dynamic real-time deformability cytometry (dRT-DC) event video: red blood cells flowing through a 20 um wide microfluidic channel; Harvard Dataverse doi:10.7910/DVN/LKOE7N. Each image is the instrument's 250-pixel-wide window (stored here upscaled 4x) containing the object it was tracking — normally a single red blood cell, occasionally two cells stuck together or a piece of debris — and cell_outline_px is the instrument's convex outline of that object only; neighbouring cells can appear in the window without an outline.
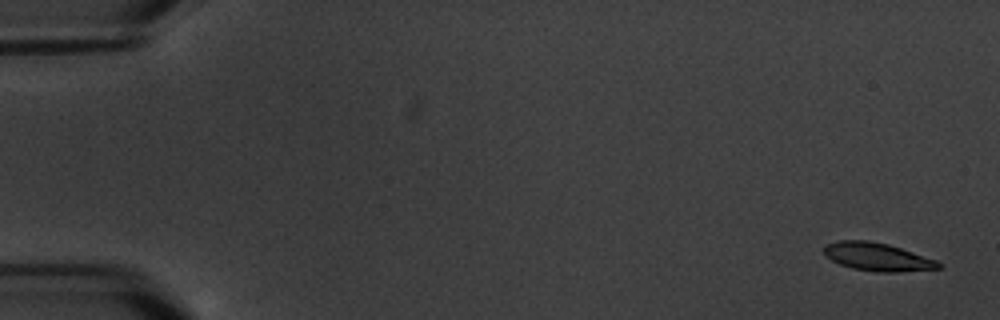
{"species": "common noctule bat (a hibernating species)", "species_latin": "Nyctalus noctula", "temperature_condition": "warm", "stored_images_in_passage": 11, "camera_frame_rate_fps": 3000, "um_per_image_px": 0.085, "animal": {"sex": "male", "body_mass_g": 20.1, "forearm_length_mm": 53.5}, "frame": {"image": 1, "passage_image": 1, "time_ms": 0.0, "image_size_px": [1000, 320], "cell_outline_px": [[944, 264], [940, 268], [900, 272], [876, 272], [852, 268], [840, 264], [824, 256], [824, 244], [840, 240], [868, 240], [888, 244], [936, 260]], "centroid_in_image_um": [74.55, 21.83], "position_along_channel_um": 10.4, "area_um2": 18.79}}
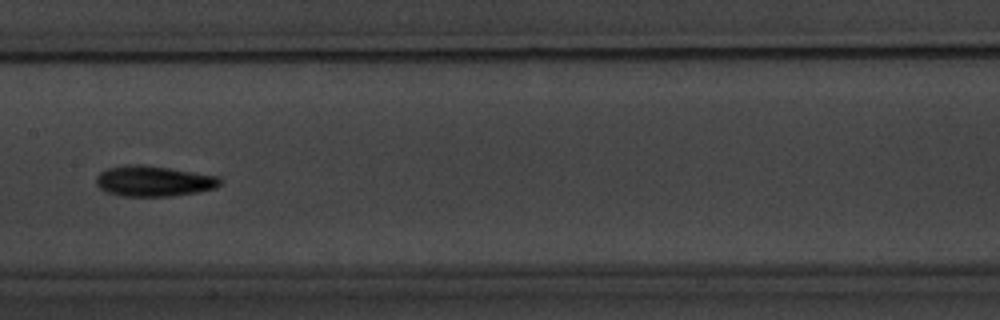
{"frame": {"image": 2, "passage_image": 9, "time_ms": 9.667, "image_size_px": [1000, 320], "cell_outline_px": [[220, 184], [216, 188], [200, 192], [172, 196], [120, 196], [108, 192], [100, 188], [96, 184], [96, 176], [100, 172], [108, 168], [124, 164], [140, 164], [168, 168], [220, 176]], "centroid_in_image_um": [13.06, 15.39], "position_along_channel_um": 194.3, "area_um2": 22.2}}
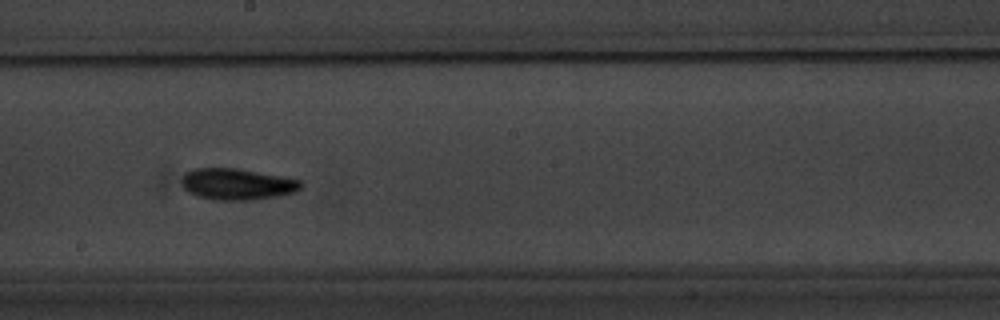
{"frame": {"image": 3, "passage_image": 10, "time_ms": 10.667, "image_size_px": [1000, 320], "cell_outline_px": [[304, 184], [296, 192], [280, 196], [252, 200], [212, 200], [196, 196], [188, 192], [180, 184], [180, 180], [184, 172], [192, 168], [236, 168], [280, 176], [300, 180]], "centroid_in_image_um": [20.1, 15.66], "position_along_channel_um": 228.1, "area_um2": 22.14}}